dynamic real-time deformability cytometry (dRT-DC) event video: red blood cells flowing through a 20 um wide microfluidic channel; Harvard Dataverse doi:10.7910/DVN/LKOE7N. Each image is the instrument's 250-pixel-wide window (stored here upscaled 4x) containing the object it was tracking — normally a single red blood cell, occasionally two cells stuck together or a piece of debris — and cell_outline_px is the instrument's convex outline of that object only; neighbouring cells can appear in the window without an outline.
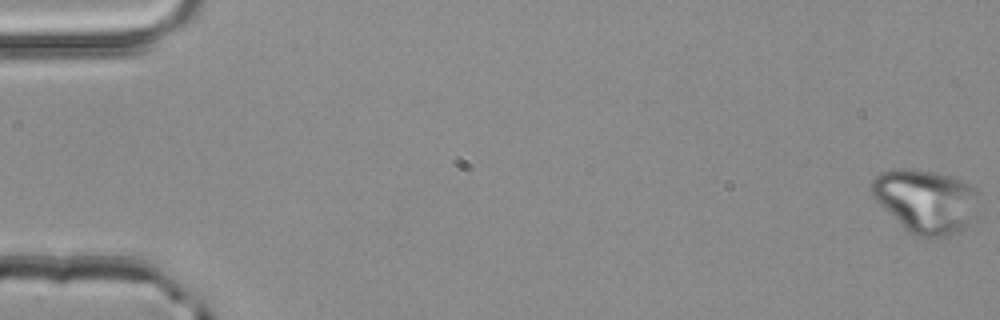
{"species": "common noctule bat (a hibernating species)", "species_latin": "Nyctalus noctula", "temperature_condition": "room temperature", "stored_images_in_passage": 51, "segment_of_instrument_passage": [1, 2], "camera_frame_rate_fps": 3000, "um_per_image_px": 0.085, "animal": {"sex": "male", "body_mass_g": 20.4}, "frame": {"image": 1, "passage_image": 1, "time_ms": 0.0, "image_size_px": [1000, 320], "cell_outline_px": [[980, 192], [964, 228], [956, 232], [940, 236], [920, 236], [912, 232], [884, 208], [872, 196], [868, 188], [872, 180], [880, 172], [900, 168], [916, 168], [936, 172], [964, 180], [976, 188]], "centroid_in_image_um": [78.64, 16.99], "position_along_channel_um": 6.4, "area_um2": 38.73}}